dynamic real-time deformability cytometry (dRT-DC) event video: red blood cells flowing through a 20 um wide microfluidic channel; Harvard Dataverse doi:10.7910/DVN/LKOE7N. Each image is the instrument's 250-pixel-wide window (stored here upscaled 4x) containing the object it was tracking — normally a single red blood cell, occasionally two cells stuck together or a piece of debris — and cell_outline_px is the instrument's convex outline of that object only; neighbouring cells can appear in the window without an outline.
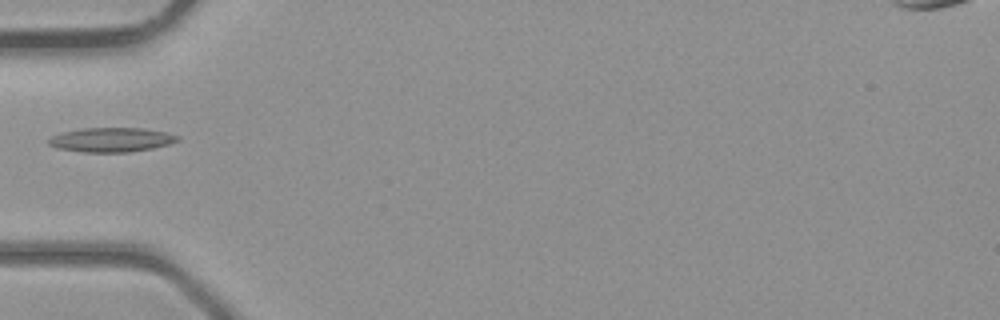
{"species": "common noctule bat (a hibernating species)", "species_latin": "Nyctalus noctula", "temperature_condition": "room temperature", "stored_images_in_passage": 1, "camera_frame_rate_fps": 3000, "um_per_image_px": 0.085, "animal": {"sex": "male", "body_mass_g": 23.1, "forearm_length_mm": 52.7}, "frame": {"image": 1, "passage_image": 1, "time_ms": 0.0, "image_size_px": [1000, 320], "cell_outline_px": [[180, 140], [168, 144], [152, 148], [128, 152], [80, 152], [56, 148], [48, 144], [48, 140], [52, 136], [64, 132], [84, 128], [144, 128], [168, 132], [180, 136]], "centroid_in_image_um": [9.49, 11.88], "position_along_channel_um": 75.5, "area_um2": 18.32}}